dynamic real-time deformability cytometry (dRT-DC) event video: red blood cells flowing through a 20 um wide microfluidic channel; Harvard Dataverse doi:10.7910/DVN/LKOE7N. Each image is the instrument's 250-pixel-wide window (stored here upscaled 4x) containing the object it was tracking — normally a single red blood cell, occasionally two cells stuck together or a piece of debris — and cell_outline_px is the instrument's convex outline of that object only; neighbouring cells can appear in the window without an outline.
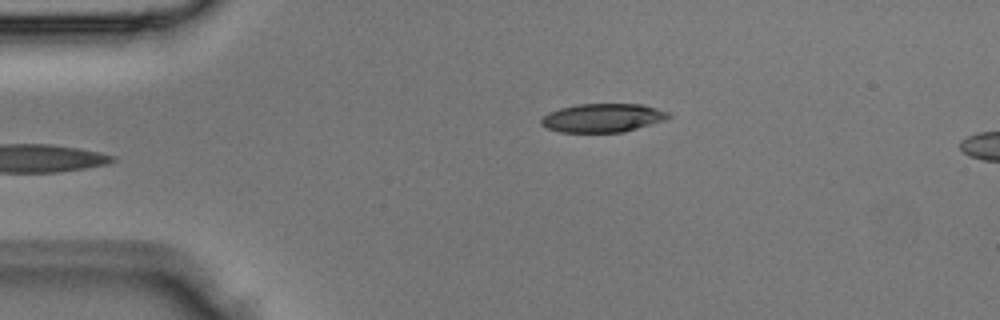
{"species": "Egyptian fruit bat (a non-hibernating species)", "species_latin": "Rousettus aegyptiacus", "temperature_condition": "room temperature", "stored_images_in_passage": 3, "camera_frame_rate_fps": 3000, "um_per_image_px": 0.085, "animal": {"sex": "male"}, "frame": {"image": 1, "passage_image": 3, "time_ms": 0.667, "image_size_px": [1000, 320], "cell_outline_px": [[672, 116], [664, 120], [624, 132], [560, 132], [548, 128], [540, 124], [540, 120], [548, 112], [560, 108], [580, 104], [644, 104], [668, 112]], "centroid_in_image_um": [51.23, 10.01], "position_along_channel_um": 33.8, "area_um2": 21.15}}